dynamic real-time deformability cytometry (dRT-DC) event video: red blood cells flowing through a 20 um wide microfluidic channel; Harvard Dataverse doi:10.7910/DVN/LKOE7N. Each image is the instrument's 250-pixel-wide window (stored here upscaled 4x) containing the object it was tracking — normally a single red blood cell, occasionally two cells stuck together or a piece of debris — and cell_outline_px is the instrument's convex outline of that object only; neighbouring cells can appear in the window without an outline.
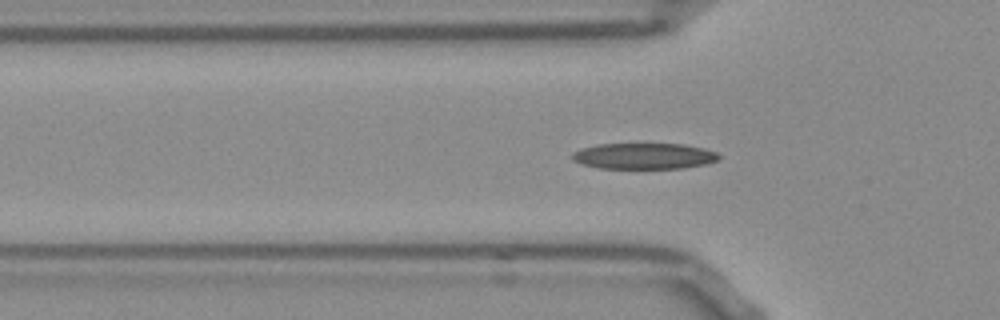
{"species": "Egyptian fruit bat (a non-hibernating species)", "species_latin": "Rousettus aegyptiacus", "temperature_condition": "room temperature", "stored_images_in_passage": 47, "camera_frame_rate_fps": 3000, "um_per_image_px": 0.085, "frame": {"image": 1, "passage_image": 10, "time_ms": 3.0, "image_size_px": [1000, 320], "cell_outline_px": [[720, 160], [708, 164], [684, 168], [596, 168], [580, 164], [572, 160], [572, 152], [580, 148], [600, 144], [684, 144], [704, 148], [716, 152], [720, 156]], "centroid_in_image_um": [54.74, 13.27], "position_along_channel_um": 71.1, "area_um2": 22.48}}
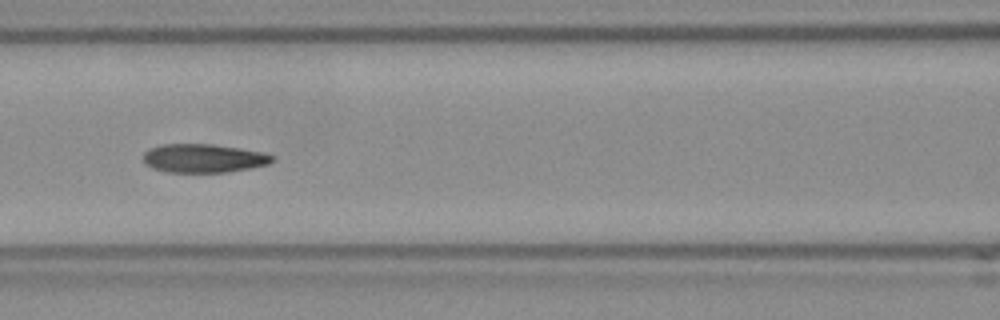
{"frame": {"image": 2, "passage_image": 16, "time_ms": 5.0, "image_size_px": [1000, 320], "cell_outline_px": [[276, 156], [268, 164], [228, 172], [168, 172], [152, 168], [144, 160], [144, 152], [148, 148], [160, 144], [212, 144], [240, 148], [264, 152]], "centroid_in_image_um": [17.3, 13.44], "position_along_channel_um": 149.3, "area_um2": 21.5}}
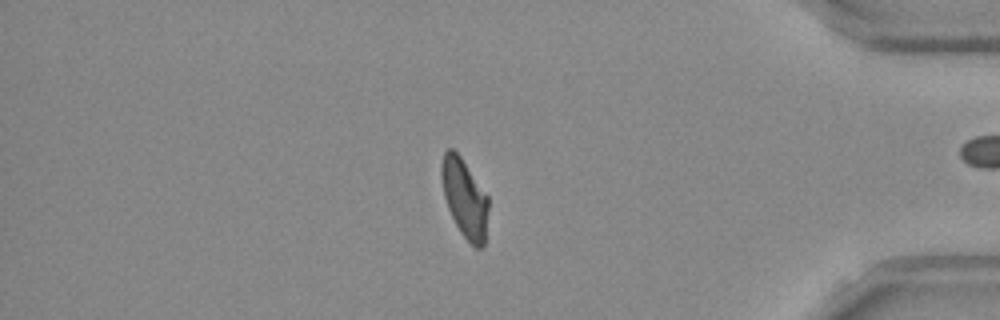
{"frame": {"image": 3, "passage_image": 38, "time_ms": 12.333, "image_size_px": [1000, 320], "cell_outline_px": [[488, 208], [484, 244], [480, 248], [476, 248], [460, 232], [448, 208], [444, 196], [440, 176], [440, 164], [444, 152], [448, 148], [452, 148], [460, 156], [488, 196]], "centroid_in_image_um": [39.47, 16.81], "position_along_channel_um": 395.7, "area_um2": 21.27}, "authors_computed_cell_mechanics": {"area_um2": 21.964, "velocity_mm_per_s": 3.8569, "shape_relaxation_time_tau1_ms": 5.1053, "shape_relaxation_time_tau2_ms": 2.2151, "deformation_change_tau1": 0.19, "deformation_change_tau2": 0.0911}}